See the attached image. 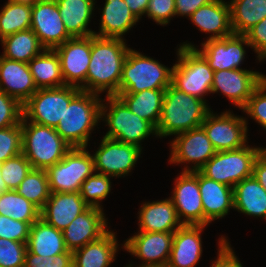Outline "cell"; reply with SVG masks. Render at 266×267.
<instances>
[{"instance_id": "f6af8a7d", "label": "cell", "mask_w": 266, "mask_h": 267, "mask_svg": "<svg viewBox=\"0 0 266 267\" xmlns=\"http://www.w3.org/2000/svg\"><path fill=\"white\" fill-rule=\"evenodd\" d=\"M31 224L0 215V238L28 243Z\"/></svg>"}, {"instance_id": "e0dca14e", "label": "cell", "mask_w": 266, "mask_h": 267, "mask_svg": "<svg viewBox=\"0 0 266 267\" xmlns=\"http://www.w3.org/2000/svg\"><path fill=\"white\" fill-rule=\"evenodd\" d=\"M30 29L45 49H55L72 38L65 29L55 0H40L32 6Z\"/></svg>"}, {"instance_id": "c3c4849f", "label": "cell", "mask_w": 266, "mask_h": 267, "mask_svg": "<svg viewBox=\"0 0 266 267\" xmlns=\"http://www.w3.org/2000/svg\"><path fill=\"white\" fill-rule=\"evenodd\" d=\"M259 61L266 58V17L244 34Z\"/></svg>"}, {"instance_id": "ba28073f", "label": "cell", "mask_w": 266, "mask_h": 267, "mask_svg": "<svg viewBox=\"0 0 266 267\" xmlns=\"http://www.w3.org/2000/svg\"><path fill=\"white\" fill-rule=\"evenodd\" d=\"M262 147H244L217 151L199 171L206 177L232 188L243 179L252 176L253 164Z\"/></svg>"}, {"instance_id": "7402d4cb", "label": "cell", "mask_w": 266, "mask_h": 267, "mask_svg": "<svg viewBox=\"0 0 266 267\" xmlns=\"http://www.w3.org/2000/svg\"><path fill=\"white\" fill-rule=\"evenodd\" d=\"M0 90L22 105L38 90L28 63L0 56Z\"/></svg>"}, {"instance_id": "f5cc1de1", "label": "cell", "mask_w": 266, "mask_h": 267, "mask_svg": "<svg viewBox=\"0 0 266 267\" xmlns=\"http://www.w3.org/2000/svg\"><path fill=\"white\" fill-rule=\"evenodd\" d=\"M130 11L140 20L146 13L149 0H124Z\"/></svg>"}, {"instance_id": "5bb4252c", "label": "cell", "mask_w": 266, "mask_h": 267, "mask_svg": "<svg viewBox=\"0 0 266 267\" xmlns=\"http://www.w3.org/2000/svg\"><path fill=\"white\" fill-rule=\"evenodd\" d=\"M202 49L184 42L181 47L195 48L208 62L213 71L242 69L239 66L245 59V45L250 46L245 35L232 34L222 39L207 40Z\"/></svg>"}, {"instance_id": "2e32d148", "label": "cell", "mask_w": 266, "mask_h": 267, "mask_svg": "<svg viewBox=\"0 0 266 267\" xmlns=\"http://www.w3.org/2000/svg\"><path fill=\"white\" fill-rule=\"evenodd\" d=\"M265 78L266 75L247 69L214 71L211 93H223L242 109Z\"/></svg>"}, {"instance_id": "4fadbf2b", "label": "cell", "mask_w": 266, "mask_h": 267, "mask_svg": "<svg viewBox=\"0 0 266 267\" xmlns=\"http://www.w3.org/2000/svg\"><path fill=\"white\" fill-rule=\"evenodd\" d=\"M142 149L132 144L103 136L93 154L95 172L113 177H124L133 170Z\"/></svg>"}, {"instance_id": "11a10c76", "label": "cell", "mask_w": 266, "mask_h": 267, "mask_svg": "<svg viewBox=\"0 0 266 267\" xmlns=\"http://www.w3.org/2000/svg\"><path fill=\"white\" fill-rule=\"evenodd\" d=\"M8 190L9 189L7 188L5 181L2 179V177L0 175V193L6 192Z\"/></svg>"}, {"instance_id": "f907efd6", "label": "cell", "mask_w": 266, "mask_h": 267, "mask_svg": "<svg viewBox=\"0 0 266 267\" xmlns=\"http://www.w3.org/2000/svg\"><path fill=\"white\" fill-rule=\"evenodd\" d=\"M214 0H174L175 16L190 17L201 6L211 3Z\"/></svg>"}, {"instance_id": "db71d44e", "label": "cell", "mask_w": 266, "mask_h": 267, "mask_svg": "<svg viewBox=\"0 0 266 267\" xmlns=\"http://www.w3.org/2000/svg\"><path fill=\"white\" fill-rule=\"evenodd\" d=\"M38 1H40V0H8L7 2H13V3H18V4H25V5L33 6Z\"/></svg>"}, {"instance_id": "b9f144b4", "label": "cell", "mask_w": 266, "mask_h": 267, "mask_svg": "<svg viewBox=\"0 0 266 267\" xmlns=\"http://www.w3.org/2000/svg\"><path fill=\"white\" fill-rule=\"evenodd\" d=\"M27 244L0 238V267H24Z\"/></svg>"}, {"instance_id": "d590c367", "label": "cell", "mask_w": 266, "mask_h": 267, "mask_svg": "<svg viewBox=\"0 0 266 267\" xmlns=\"http://www.w3.org/2000/svg\"><path fill=\"white\" fill-rule=\"evenodd\" d=\"M0 215L31 225L40 218V209L16 190L0 193Z\"/></svg>"}, {"instance_id": "4dcf8cb0", "label": "cell", "mask_w": 266, "mask_h": 267, "mask_svg": "<svg viewBox=\"0 0 266 267\" xmlns=\"http://www.w3.org/2000/svg\"><path fill=\"white\" fill-rule=\"evenodd\" d=\"M234 209L250 217L266 219V190L252 176L234 186Z\"/></svg>"}, {"instance_id": "9f6ffc18", "label": "cell", "mask_w": 266, "mask_h": 267, "mask_svg": "<svg viewBox=\"0 0 266 267\" xmlns=\"http://www.w3.org/2000/svg\"><path fill=\"white\" fill-rule=\"evenodd\" d=\"M126 267H133L131 264H129L128 266ZM139 267V266H138ZM145 267V266H144ZM149 267H166V266H149Z\"/></svg>"}, {"instance_id": "1f68e13d", "label": "cell", "mask_w": 266, "mask_h": 267, "mask_svg": "<svg viewBox=\"0 0 266 267\" xmlns=\"http://www.w3.org/2000/svg\"><path fill=\"white\" fill-rule=\"evenodd\" d=\"M37 89L61 87L65 85L60 59L54 49H44L28 62Z\"/></svg>"}, {"instance_id": "3957f363", "label": "cell", "mask_w": 266, "mask_h": 267, "mask_svg": "<svg viewBox=\"0 0 266 267\" xmlns=\"http://www.w3.org/2000/svg\"><path fill=\"white\" fill-rule=\"evenodd\" d=\"M101 105L99 94L82 90L70 101L55 129L71 148H87L91 131L101 120Z\"/></svg>"}, {"instance_id": "9a60e30c", "label": "cell", "mask_w": 266, "mask_h": 267, "mask_svg": "<svg viewBox=\"0 0 266 267\" xmlns=\"http://www.w3.org/2000/svg\"><path fill=\"white\" fill-rule=\"evenodd\" d=\"M183 225H204V210L198 186V170L182 171L175 179L172 197Z\"/></svg>"}, {"instance_id": "e575fe53", "label": "cell", "mask_w": 266, "mask_h": 267, "mask_svg": "<svg viewBox=\"0 0 266 267\" xmlns=\"http://www.w3.org/2000/svg\"><path fill=\"white\" fill-rule=\"evenodd\" d=\"M0 41L4 50L3 57L25 63H28L45 49L32 29L19 31Z\"/></svg>"}, {"instance_id": "6da1fadb", "label": "cell", "mask_w": 266, "mask_h": 267, "mask_svg": "<svg viewBox=\"0 0 266 267\" xmlns=\"http://www.w3.org/2000/svg\"><path fill=\"white\" fill-rule=\"evenodd\" d=\"M130 48L124 39L91 35V60L82 91L107 96L118 94L123 64Z\"/></svg>"}, {"instance_id": "7c38bea8", "label": "cell", "mask_w": 266, "mask_h": 267, "mask_svg": "<svg viewBox=\"0 0 266 267\" xmlns=\"http://www.w3.org/2000/svg\"><path fill=\"white\" fill-rule=\"evenodd\" d=\"M171 142L170 164H194L185 166L182 171H197L216 154L212 142L202 126L175 136Z\"/></svg>"}, {"instance_id": "4316f807", "label": "cell", "mask_w": 266, "mask_h": 267, "mask_svg": "<svg viewBox=\"0 0 266 267\" xmlns=\"http://www.w3.org/2000/svg\"><path fill=\"white\" fill-rule=\"evenodd\" d=\"M115 232L108 230L98 240L72 252L73 267H109L118 251Z\"/></svg>"}, {"instance_id": "44dd1931", "label": "cell", "mask_w": 266, "mask_h": 267, "mask_svg": "<svg viewBox=\"0 0 266 267\" xmlns=\"http://www.w3.org/2000/svg\"><path fill=\"white\" fill-rule=\"evenodd\" d=\"M88 207L79 191L51 193L40 210V218L62 231Z\"/></svg>"}, {"instance_id": "30bf717a", "label": "cell", "mask_w": 266, "mask_h": 267, "mask_svg": "<svg viewBox=\"0 0 266 267\" xmlns=\"http://www.w3.org/2000/svg\"><path fill=\"white\" fill-rule=\"evenodd\" d=\"M80 91V88L67 85L38 89L23 104V117L27 121L56 128L70 101Z\"/></svg>"}, {"instance_id": "8d00e7d4", "label": "cell", "mask_w": 266, "mask_h": 267, "mask_svg": "<svg viewBox=\"0 0 266 267\" xmlns=\"http://www.w3.org/2000/svg\"><path fill=\"white\" fill-rule=\"evenodd\" d=\"M32 6L7 2L0 11V39L30 29Z\"/></svg>"}, {"instance_id": "bcb514c9", "label": "cell", "mask_w": 266, "mask_h": 267, "mask_svg": "<svg viewBox=\"0 0 266 267\" xmlns=\"http://www.w3.org/2000/svg\"><path fill=\"white\" fill-rule=\"evenodd\" d=\"M24 267H73V254L60 253L47 257L35 255L27 249Z\"/></svg>"}, {"instance_id": "7bdbcfd3", "label": "cell", "mask_w": 266, "mask_h": 267, "mask_svg": "<svg viewBox=\"0 0 266 267\" xmlns=\"http://www.w3.org/2000/svg\"><path fill=\"white\" fill-rule=\"evenodd\" d=\"M241 110L266 130V78L254 90Z\"/></svg>"}, {"instance_id": "9c48e42d", "label": "cell", "mask_w": 266, "mask_h": 267, "mask_svg": "<svg viewBox=\"0 0 266 267\" xmlns=\"http://www.w3.org/2000/svg\"><path fill=\"white\" fill-rule=\"evenodd\" d=\"M94 172V158L86 147L71 148L61 161L46 169L50 192L80 191L81 184Z\"/></svg>"}, {"instance_id": "ffe728a7", "label": "cell", "mask_w": 266, "mask_h": 267, "mask_svg": "<svg viewBox=\"0 0 266 267\" xmlns=\"http://www.w3.org/2000/svg\"><path fill=\"white\" fill-rule=\"evenodd\" d=\"M103 212V209L88 207L62 230L68 251L82 248L108 231V222Z\"/></svg>"}, {"instance_id": "ac0fdd59", "label": "cell", "mask_w": 266, "mask_h": 267, "mask_svg": "<svg viewBox=\"0 0 266 267\" xmlns=\"http://www.w3.org/2000/svg\"><path fill=\"white\" fill-rule=\"evenodd\" d=\"M60 59L65 85L80 88L91 60V36L70 38L54 49Z\"/></svg>"}, {"instance_id": "836d02e7", "label": "cell", "mask_w": 266, "mask_h": 267, "mask_svg": "<svg viewBox=\"0 0 266 267\" xmlns=\"http://www.w3.org/2000/svg\"><path fill=\"white\" fill-rule=\"evenodd\" d=\"M233 34L244 35L266 17V0H230Z\"/></svg>"}, {"instance_id": "7a4b0ae2", "label": "cell", "mask_w": 266, "mask_h": 267, "mask_svg": "<svg viewBox=\"0 0 266 267\" xmlns=\"http://www.w3.org/2000/svg\"><path fill=\"white\" fill-rule=\"evenodd\" d=\"M210 109L206 101L179 91L170 84L163 97L157 137L175 136L201 126Z\"/></svg>"}, {"instance_id": "d6986e66", "label": "cell", "mask_w": 266, "mask_h": 267, "mask_svg": "<svg viewBox=\"0 0 266 267\" xmlns=\"http://www.w3.org/2000/svg\"><path fill=\"white\" fill-rule=\"evenodd\" d=\"M174 232L138 231L124 242V249L142 261L139 267L166 266ZM145 262V263H144Z\"/></svg>"}, {"instance_id": "484cf974", "label": "cell", "mask_w": 266, "mask_h": 267, "mask_svg": "<svg viewBox=\"0 0 266 267\" xmlns=\"http://www.w3.org/2000/svg\"><path fill=\"white\" fill-rule=\"evenodd\" d=\"M139 231L175 232L183 224L179 221L176 208L170 198L145 202L138 213Z\"/></svg>"}, {"instance_id": "681fc988", "label": "cell", "mask_w": 266, "mask_h": 267, "mask_svg": "<svg viewBox=\"0 0 266 267\" xmlns=\"http://www.w3.org/2000/svg\"><path fill=\"white\" fill-rule=\"evenodd\" d=\"M218 246V256L216 261L212 262L211 267H243L226 236L223 235L220 238Z\"/></svg>"}, {"instance_id": "f35d334b", "label": "cell", "mask_w": 266, "mask_h": 267, "mask_svg": "<svg viewBox=\"0 0 266 267\" xmlns=\"http://www.w3.org/2000/svg\"><path fill=\"white\" fill-rule=\"evenodd\" d=\"M109 175L94 172L82 184L80 195L89 207L103 209L100 204L111 191V181Z\"/></svg>"}, {"instance_id": "603a6c76", "label": "cell", "mask_w": 266, "mask_h": 267, "mask_svg": "<svg viewBox=\"0 0 266 267\" xmlns=\"http://www.w3.org/2000/svg\"><path fill=\"white\" fill-rule=\"evenodd\" d=\"M204 225H182L174 232L172 249L166 267H195L203 249Z\"/></svg>"}, {"instance_id": "83f0119b", "label": "cell", "mask_w": 266, "mask_h": 267, "mask_svg": "<svg viewBox=\"0 0 266 267\" xmlns=\"http://www.w3.org/2000/svg\"><path fill=\"white\" fill-rule=\"evenodd\" d=\"M100 29L95 36L103 38H120L136 25L139 19L130 11L124 0H105L102 8Z\"/></svg>"}, {"instance_id": "816d5d0a", "label": "cell", "mask_w": 266, "mask_h": 267, "mask_svg": "<svg viewBox=\"0 0 266 267\" xmlns=\"http://www.w3.org/2000/svg\"><path fill=\"white\" fill-rule=\"evenodd\" d=\"M252 175L266 190V151L264 149L254 161Z\"/></svg>"}, {"instance_id": "7dc6e473", "label": "cell", "mask_w": 266, "mask_h": 267, "mask_svg": "<svg viewBox=\"0 0 266 267\" xmlns=\"http://www.w3.org/2000/svg\"><path fill=\"white\" fill-rule=\"evenodd\" d=\"M145 14L158 25H167L175 16L174 0H149Z\"/></svg>"}, {"instance_id": "52a82bcc", "label": "cell", "mask_w": 266, "mask_h": 267, "mask_svg": "<svg viewBox=\"0 0 266 267\" xmlns=\"http://www.w3.org/2000/svg\"><path fill=\"white\" fill-rule=\"evenodd\" d=\"M177 63L172 69V85L203 101L211 93L214 71L206 59L195 49L179 46Z\"/></svg>"}, {"instance_id": "ee69618b", "label": "cell", "mask_w": 266, "mask_h": 267, "mask_svg": "<svg viewBox=\"0 0 266 267\" xmlns=\"http://www.w3.org/2000/svg\"><path fill=\"white\" fill-rule=\"evenodd\" d=\"M22 117L23 105L0 90V129L20 124Z\"/></svg>"}, {"instance_id": "8992f818", "label": "cell", "mask_w": 266, "mask_h": 267, "mask_svg": "<svg viewBox=\"0 0 266 267\" xmlns=\"http://www.w3.org/2000/svg\"><path fill=\"white\" fill-rule=\"evenodd\" d=\"M106 98L102 100L101 105V120L103 119L109 126L105 137L142 149L141 141L151 134L157 136L156 128L131 112L118 96H106Z\"/></svg>"}, {"instance_id": "74e56055", "label": "cell", "mask_w": 266, "mask_h": 267, "mask_svg": "<svg viewBox=\"0 0 266 267\" xmlns=\"http://www.w3.org/2000/svg\"><path fill=\"white\" fill-rule=\"evenodd\" d=\"M16 191L41 210L51 194L46 170L31 169Z\"/></svg>"}, {"instance_id": "f546056e", "label": "cell", "mask_w": 266, "mask_h": 267, "mask_svg": "<svg viewBox=\"0 0 266 267\" xmlns=\"http://www.w3.org/2000/svg\"><path fill=\"white\" fill-rule=\"evenodd\" d=\"M27 249L40 256H54L68 251L63 232L39 218L31 225Z\"/></svg>"}, {"instance_id": "d6a6232c", "label": "cell", "mask_w": 266, "mask_h": 267, "mask_svg": "<svg viewBox=\"0 0 266 267\" xmlns=\"http://www.w3.org/2000/svg\"><path fill=\"white\" fill-rule=\"evenodd\" d=\"M165 89L144 90L137 93H118V96L131 112L157 127Z\"/></svg>"}, {"instance_id": "60d3db41", "label": "cell", "mask_w": 266, "mask_h": 267, "mask_svg": "<svg viewBox=\"0 0 266 267\" xmlns=\"http://www.w3.org/2000/svg\"><path fill=\"white\" fill-rule=\"evenodd\" d=\"M22 153L21 123L0 129V164Z\"/></svg>"}, {"instance_id": "cb8c5ba5", "label": "cell", "mask_w": 266, "mask_h": 267, "mask_svg": "<svg viewBox=\"0 0 266 267\" xmlns=\"http://www.w3.org/2000/svg\"><path fill=\"white\" fill-rule=\"evenodd\" d=\"M198 186L204 210V226L234 209V189L204 176L198 170Z\"/></svg>"}, {"instance_id": "d4e9b609", "label": "cell", "mask_w": 266, "mask_h": 267, "mask_svg": "<svg viewBox=\"0 0 266 267\" xmlns=\"http://www.w3.org/2000/svg\"><path fill=\"white\" fill-rule=\"evenodd\" d=\"M189 19L201 32L212 33L207 40L222 39L233 34L229 1L214 0L197 9Z\"/></svg>"}, {"instance_id": "8fae6325", "label": "cell", "mask_w": 266, "mask_h": 267, "mask_svg": "<svg viewBox=\"0 0 266 267\" xmlns=\"http://www.w3.org/2000/svg\"><path fill=\"white\" fill-rule=\"evenodd\" d=\"M248 122L231 111L215 114L210 111L202 127L216 151L234 150L247 145Z\"/></svg>"}, {"instance_id": "f1b7e54d", "label": "cell", "mask_w": 266, "mask_h": 267, "mask_svg": "<svg viewBox=\"0 0 266 267\" xmlns=\"http://www.w3.org/2000/svg\"><path fill=\"white\" fill-rule=\"evenodd\" d=\"M65 25L67 33L72 37H87L94 35L88 29L95 0H55Z\"/></svg>"}, {"instance_id": "277c9868", "label": "cell", "mask_w": 266, "mask_h": 267, "mask_svg": "<svg viewBox=\"0 0 266 267\" xmlns=\"http://www.w3.org/2000/svg\"><path fill=\"white\" fill-rule=\"evenodd\" d=\"M22 154L32 169H44L61 161L71 149L55 128L21 120Z\"/></svg>"}, {"instance_id": "ab89813d", "label": "cell", "mask_w": 266, "mask_h": 267, "mask_svg": "<svg viewBox=\"0 0 266 267\" xmlns=\"http://www.w3.org/2000/svg\"><path fill=\"white\" fill-rule=\"evenodd\" d=\"M31 169L30 162L21 153L0 164V175L9 190H16Z\"/></svg>"}, {"instance_id": "5b68a950", "label": "cell", "mask_w": 266, "mask_h": 267, "mask_svg": "<svg viewBox=\"0 0 266 267\" xmlns=\"http://www.w3.org/2000/svg\"><path fill=\"white\" fill-rule=\"evenodd\" d=\"M172 69L130 48L123 64L118 93L166 89L172 84Z\"/></svg>"}]
</instances>
